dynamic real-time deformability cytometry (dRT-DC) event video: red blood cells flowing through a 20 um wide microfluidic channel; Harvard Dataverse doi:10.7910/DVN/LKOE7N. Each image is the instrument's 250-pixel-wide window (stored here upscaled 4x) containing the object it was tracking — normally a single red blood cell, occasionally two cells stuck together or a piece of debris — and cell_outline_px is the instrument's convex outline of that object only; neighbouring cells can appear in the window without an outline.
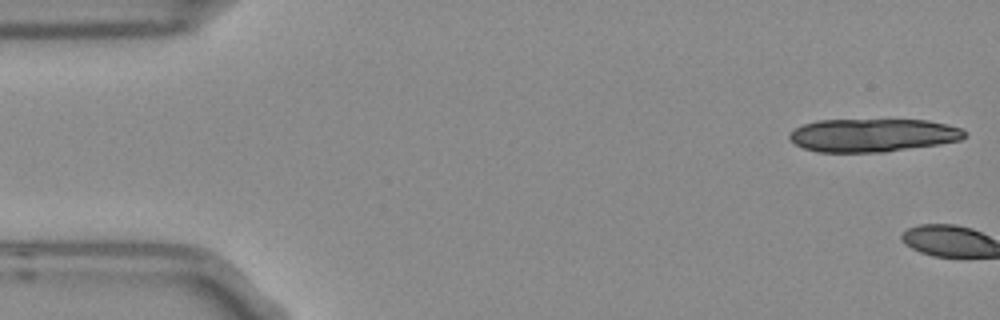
{"species": "Egyptian fruit bat (a non-hibernating species)", "species_latin": "Rousettus aegyptiacus", "temperature_condition": "room temperature", "stored_images_in_passage": 5, "segment_of_instrument_passage": [2, 2], "camera_frame_rate_fps": 3000, "um_per_image_px": 0.085, "frame": {"image": 1, "passage_image": 5, "time_ms": 1.333, "image_size_px": [1000, 320], "cell_outline_px": [[968, 136], [960, 140], [940, 144], [884, 152], [816, 152], [804, 148], [796, 144], [788, 136], [796, 128], [804, 124], [816, 120], [928, 120], [964, 128], [968, 132]], "centroid_in_image_um": [74.26, 11.49], "position_along_channel_um": 10.7, "area_um2": 33.99}}